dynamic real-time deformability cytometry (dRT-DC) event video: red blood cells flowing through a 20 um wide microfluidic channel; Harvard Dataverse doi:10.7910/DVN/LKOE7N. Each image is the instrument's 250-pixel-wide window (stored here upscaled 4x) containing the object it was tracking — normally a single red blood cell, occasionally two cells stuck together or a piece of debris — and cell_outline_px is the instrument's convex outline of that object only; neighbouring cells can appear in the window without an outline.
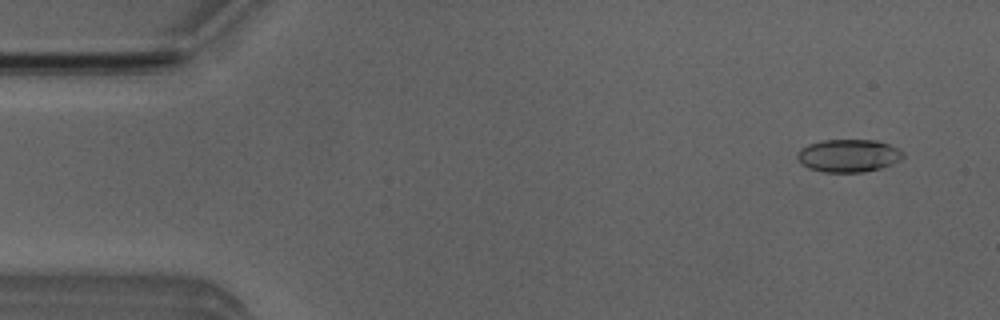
{"species": "Egyptian fruit bat (a non-hibernating species)", "species_latin": "Rousettus aegyptiacus", "temperature_condition": "room temperature", "stored_images_in_passage": 52, "camera_frame_rate_fps": 3000, "um_per_image_px": 0.085, "animal": {"sex": "male"}, "frame": {"image": 1, "passage_image": 4, "time_ms": 1.0, "image_size_px": [1000, 320], "cell_outline_px": [[904, 156], [900, 160], [892, 164], [880, 168], [864, 172], [824, 172], [808, 168], [800, 164], [796, 156], [800, 148], [808, 144], [824, 140], [876, 140], [900, 148], [904, 152]], "centroid_in_image_um": [72.12, 13.23], "position_along_channel_um": 12.9, "area_um2": 20.4}}
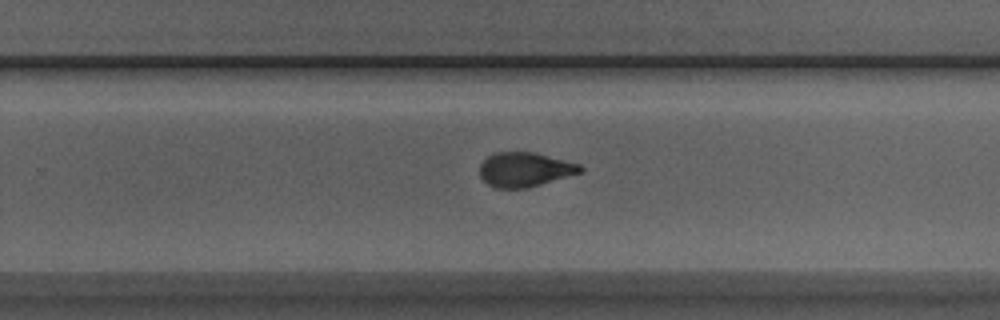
{"frame": {"image": 2, "passage_image": 33, "time_ms": 10.667, "image_size_px": [1000, 320], "cell_outline_px": [[584, 168], [580, 172], [528, 188], [496, 188], [488, 184], [480, 176], [480, 164], [488, 156], [496, 152], [532, 152], [580, 164]], "centroid_in_image_um": [44.58, 14.41], "position_along_channel_um": 285.2, "area_um2": 19.88}}
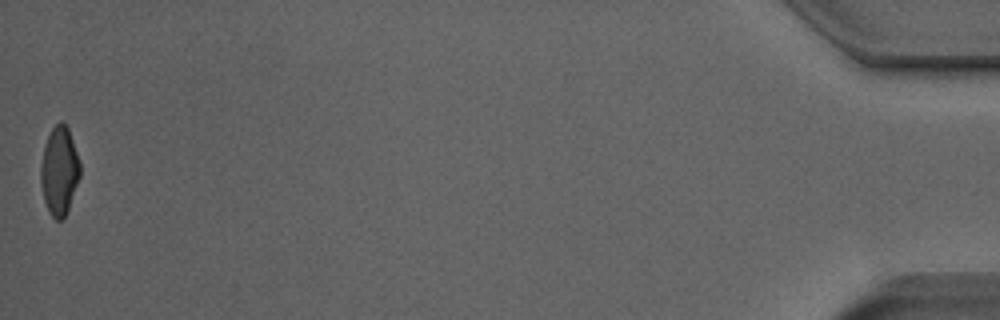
{"frame": {"image": 3, "passage_image": 52, "time_ms": 17.0, "image_size_px": [1000, 320], "cell_outline_px": [[80, 176], [68, 208], [64, 216], [60, 220], [56, 220], [52, 216], [44, 200], [40, 180], [40, 168], [44, 148], [48, 136], [52, 128], [60, 120], [68, 128], [80, 160]], "centroid_in_image_um": [5.05, 14.5], "position_along_channel_um": 430.2, "area_um2": 19.94}, "authors_computed_cell_mechanics": {"area_um2": 20.5479, "velocity_mm_per_s": 3.9447, "shape_relaxation_time_tau1_ms": 4.1898, "shape_relaxation_time_tau2_ms": 1.3205, "deformation_change_tau1": 0.1732, "deformation_change_tau2": 0.0802}}